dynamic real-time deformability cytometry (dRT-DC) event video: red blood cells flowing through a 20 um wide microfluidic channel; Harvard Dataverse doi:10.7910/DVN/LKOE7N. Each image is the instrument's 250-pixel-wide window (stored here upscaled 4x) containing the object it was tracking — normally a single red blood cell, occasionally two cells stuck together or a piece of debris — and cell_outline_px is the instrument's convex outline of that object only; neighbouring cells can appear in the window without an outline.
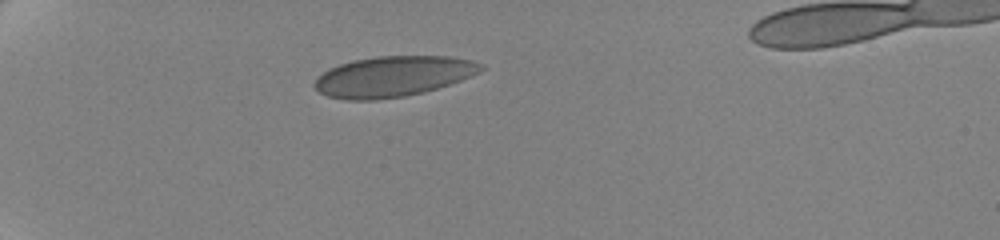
{"species": "human", "species_latin": "Homo sapiens", "temperature_condition": "cold", "stored_images_in_passage": 28, "camera_frame_rate_fps": 3000, "um_per_image_px": 0.085, "donor": {"sex": "female"}, "frame": {"image": 1, "passage_image": 1, "time_ms": 0.0, "image_size_px": [1000, 240], "cell_outline_px": [[484, 68], [480, 72], [460, 80], [424, 92], [404, 96], [372, 100], [348, 100], [328, 96], [320, 92], [312, 84], [328, 68], [340, 64], [356, 60], [376, 56], [448, 56], [472, 60], [484, 64]], "centroid_in_image_um": [33.42, 6.49], "position_along_channel_um": 51.6, "area_um2": 39.02}}
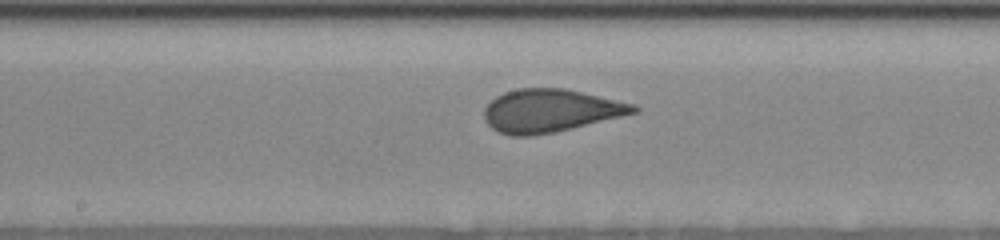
{"frame": {"image": 2, "passage_image": 13, "time_ms": 5.333, "image_size_px": [1000, 240], "cell_outline_px": [[640, 112], [556, 132], [532, 136], [512, 136], [500, 132], [492, 128], [484, 120], [484, 108], [496, 96], [504, 92], [516, 88], [564, 88], [632, 104], [640, 108]], "centroid_in_image_um": [46.76, 9.42], "position_along_channel_um": 201.4, "area_um2": 37.34}}
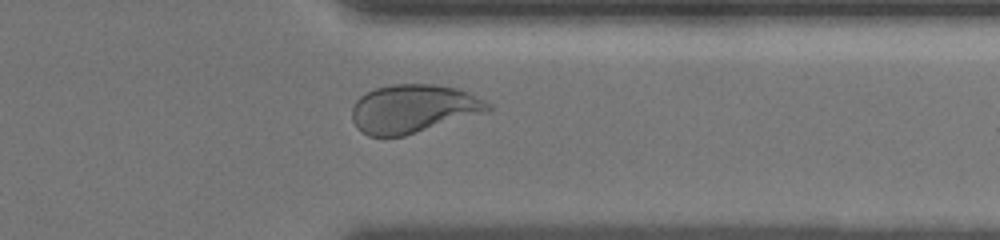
{"frame": {"image": 3, "passage_image": 22, "time_ms": 10.333, "image_size_px": [1000, 240], "cell_outline_px": [[492, 108], [488, 112], [404, 136], [368, 136], [352, 120], [352, 108], [356, 100], [360, 96], [376, 88], [392, 84], [432, 84], [456, 88], [468, 92], [492, 104]], "centroid_in_image_um": [35.16, 9.23], "position_along_channel_um": 376.2, "area_um2": 38.21}, "authors_computed_cell_mechanics": {"area_um2": 37.7434, "velocity_mm_per_s": 3.5029, "shape_relaxation_time_tau1_ms": 9.3486, "shape_relaxation_time_tau2_ms": null, "deformation_change_tau1": 0.1802, "deformation_change_tau2": null}}